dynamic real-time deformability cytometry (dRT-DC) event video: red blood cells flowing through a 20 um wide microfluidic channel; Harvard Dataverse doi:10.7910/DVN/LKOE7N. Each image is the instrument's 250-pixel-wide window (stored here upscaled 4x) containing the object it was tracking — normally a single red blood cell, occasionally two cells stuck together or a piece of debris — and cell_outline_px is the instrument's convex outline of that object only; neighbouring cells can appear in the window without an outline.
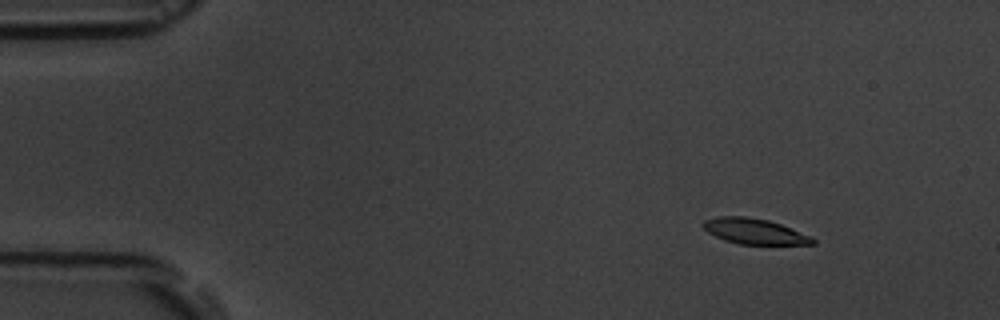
{"species": "common noctule bat (a hibernating species)", "species_latin": "Nyctalus noctula", "temperature_condition": "room temperature", "stored_images_in_passage": 4, "camera_frame_rate_fps": 3000, "um_per_image_px": 0.085, "animal": {"sex": "male", "body_mass_g": 19.5, "forearm_length_mm": 54.6}, "frame": {"image": 1, "passage_image": 2, "time_ms": 2.0, "image_size_px": [1000, 320], "cell_outline_px": [[816, 244], [740, 244], [724, 240], [708, 232], [700, 224], [704, 220], [720, 216], [744, 216], [768, 220], [780, 224], [812, 236], [816, 240]], "centroid_in_image_um": [64.13, 19.66], "position_along_channel_um": 20.9, "area_um2": 16.24}}